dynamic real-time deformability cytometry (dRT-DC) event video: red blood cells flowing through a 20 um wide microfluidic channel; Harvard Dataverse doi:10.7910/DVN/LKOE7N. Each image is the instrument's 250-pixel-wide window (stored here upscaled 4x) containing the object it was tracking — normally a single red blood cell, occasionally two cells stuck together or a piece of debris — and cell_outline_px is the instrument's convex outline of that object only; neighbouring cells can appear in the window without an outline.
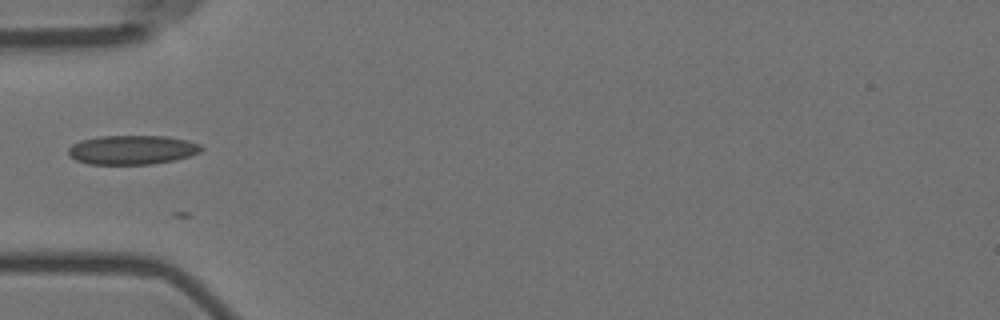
{"species": "Egyptian fruit bat (a non-hibernating species)", "species_latin": "Rousettus aegyptiacus", "temperature_condition": "room temperature", "stored_images_in_passage": 5, "camera_frame_rate_fps": 3000, "um_per_image_px": 0.085, "animal": {"sex": "female"}, "frame": {"image": 1, "passage_image": 3, "time_ms": 2.333, "image_size_px": [1000, 320], "cell_outline_px": [[204, 148], [200, 152], [188, 156], [172, 160], [152, 164], [88, 164], [76, 160], [68, 156], [68, 148], [72, 144], [80, 140], [96, 136], [164, 136], [188, 140], [200, 144]], "centroid_in_image_um": [11.19, 12.73], "position_along_channel_um": 73.8, "area_um2": 22.72}}
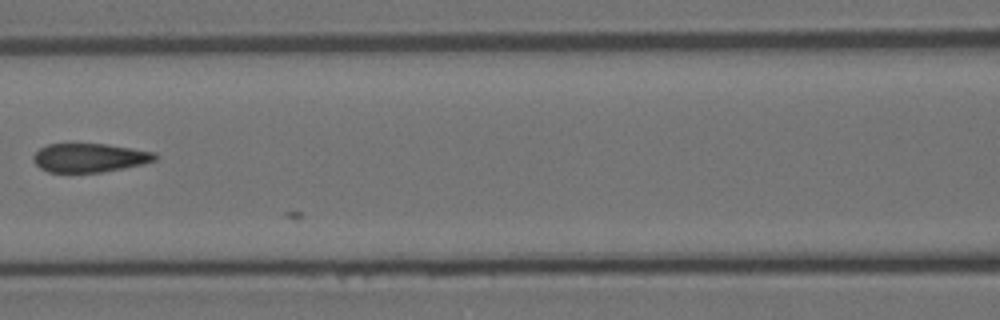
{"frame": {"image": 2, "passage_image": 5, "time_ms": 4.667, "image_size_px": [1000, 320], "cell_outline_px": [[160, 156], [156, 160], [144, 164], [124, 168], [100, 172], [48, 172], [40, 168], [32, 160], [32, 156], [40, 148], [48, 144], [104, 144], [132, 148], [156, 152]], "centroid_in_image_um": [7.64, 13.41], "position_along_channel_um": 159.0, "area_um2": 20.52}}